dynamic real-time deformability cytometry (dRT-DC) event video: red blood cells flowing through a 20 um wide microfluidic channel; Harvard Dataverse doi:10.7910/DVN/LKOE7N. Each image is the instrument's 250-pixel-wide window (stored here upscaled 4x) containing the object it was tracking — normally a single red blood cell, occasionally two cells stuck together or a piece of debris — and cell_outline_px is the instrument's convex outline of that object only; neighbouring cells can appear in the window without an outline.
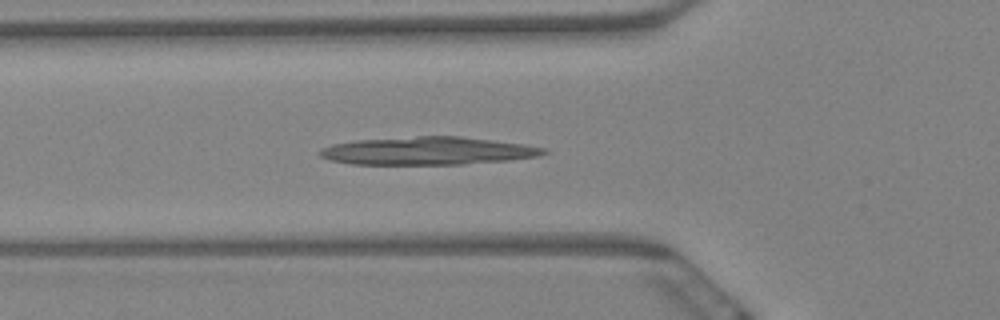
{"species": "Egyptian fruit bat (a non-hibernating species)", "species_latin": "Rousettus aegyptiacus", "temperature_condition": "warm", "stored_images_in_passage": 6, "camera_frame_rate_fps": 3000, "um_per_image_px": 0.085, "animal": {"sex": "female"}, "frame": {"image": 1, "passage_image": 6, "time_ms": 1.667, "image_size_px": [1000, 320], "cell_outline_px": [[548, 152], [540, 156], [508, 160], [464, 164], [348, 164], [328, 160], [320, 156], [320, 152], [324, 148], [332, 144], [356, 140], [416, 136], [460, 136], [524, 144], [544, 148]], "centroid_in_image_um": [36.36, 12.82], "position_along_channel_um": 89.4, "area_um2": 36.3}}